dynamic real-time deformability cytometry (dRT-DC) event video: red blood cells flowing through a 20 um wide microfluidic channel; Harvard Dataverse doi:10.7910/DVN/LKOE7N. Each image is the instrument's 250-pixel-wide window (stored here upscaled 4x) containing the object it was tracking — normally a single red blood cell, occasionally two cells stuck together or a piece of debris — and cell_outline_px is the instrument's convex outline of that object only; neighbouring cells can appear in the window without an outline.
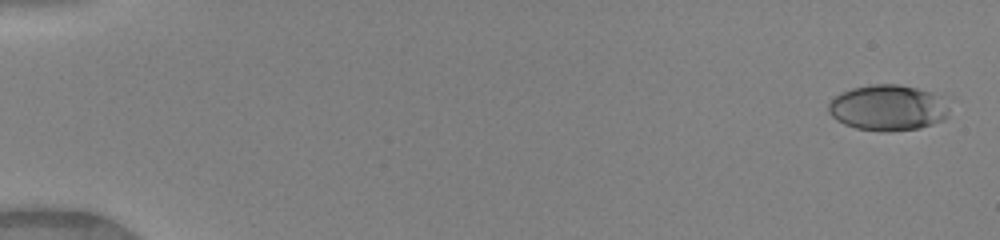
{"species": "human", "species_latin": "Homo sapiens", "temperature_condition": "warm", "stored_images_in_passage": 50, "camera_frame_rate_fps": 3000, "um_per_image_px": 0.085, "donor": {"sex": "female"}, "frame": {"image": 1, "passage_image": 2, "time_ms": 0.333, "image_size_px": [1000, 240], "cell_outline_px": [[948, 112], [940, 120], [932, 124], [920, 128], [888, 132], [880, 132], [856, 128], [844, 124], [836, 120], [828, 112], [828, 104], [836, 96], [852, 88], [868, 84], [900, 84], [948, 96]], "centroid_in_image_um": [75.5, 9.15], "position_along_channel_um": 9.5, "area_um2": 32.6}}
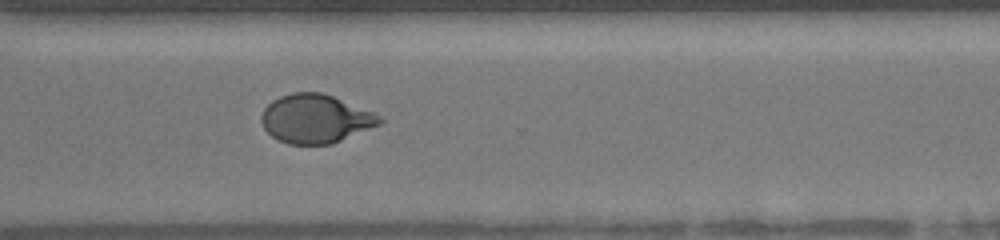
{"frame": {"image": 2, "passage_image": 38, "time_ms": 12.333, "image_size_px": [1000, 240], "cell_outline_px": [[384, 120], [380, 124], [332, 144], [288, 144], [272, 136], [264, 128], [260, 120], [260, 116], [264, 108], [272, 100], [280, 96], [292, 92], [320, 92], [332, 96], [376, 112]], "centroid_in_image_um": [26.82, 10.08], "position_along_channel_um": 343.8, "area_um2": 33.58}}
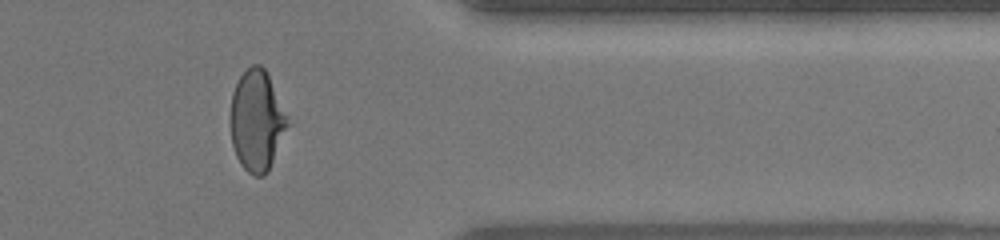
{"frame": {"image": 3, "passage_image": 42, "time_ms": 13.667, "image_size_px": [1000, 240], "cell_outline_px": [[288, 124], [268, 172], [264, 176], [256, 176], [248, 172], [240, 164], [236, 156], [232, 144], [228, 120], [232, 92], [240, 76], [252, 64], [260, 64], [264, 68], [288, 116]], "centroid_in_image_um": [21.78, 10.26], "position_along_channel_um": 389.6, "area_um2": 33.58}, "authors_computed_cell_mechanics": {"area_um2": 33.6107, "velocity_mm_per_s": 4.1543, "shape_relaxation_time_tau1_ms": 4.637, "shape_relaxation_time_tau2_ms": 0.8333, "deformation_change_tau1": 0.1942, "deformation_change_tau2": 0.0601}}